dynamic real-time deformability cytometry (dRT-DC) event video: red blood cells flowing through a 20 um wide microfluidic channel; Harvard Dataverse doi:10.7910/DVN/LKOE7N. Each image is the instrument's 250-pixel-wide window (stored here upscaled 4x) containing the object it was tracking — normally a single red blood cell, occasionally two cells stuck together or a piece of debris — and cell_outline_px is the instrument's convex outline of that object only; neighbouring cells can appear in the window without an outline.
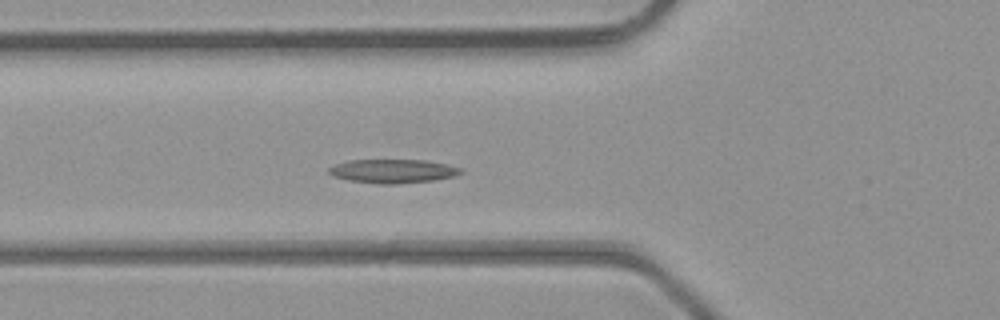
{"species": "common noctule bat (a hibernating species)", "species_latin": "Nyctalus noctula", "temperature_condition": "room temperature", "stored_images_in_passage": 43, "camera_frame_rate_fps": 3000, "um_per_image_px": 0.085, "animal": {"sex": "male", "body_mass_g": 23.1, "forearm_length_mm": 52.7}, "frame": {"image": 1, "passage_image": 12, "time_ms": 3.667, "image_size_px": [1000, 320], "cell_outline_px": [[464, 172], [456, 176], [432, 180], [396, 184], [376, 184], [348, 180], [332, 176], [328, 172], [328, 168], [336, 164], [348, 160], [424, 160], [448, 164], [464, 168]], "centroid_in_image_um": [33.42, 14.54], "position_along_channel_um": 92.4, "area_um2": 18.5}}
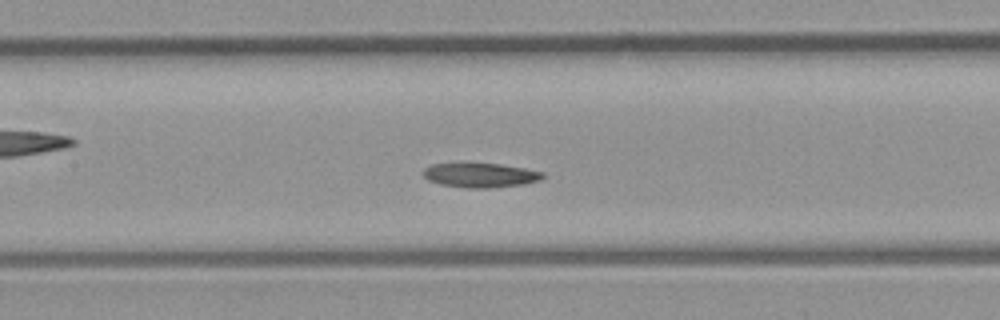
{"frame": {"image": 2, "passage_image": 17, "time_ms": 5.333, "image_size_px": [1000, 320], "cell_outline_px": [[544, 176], [540, 180], [524, 184], [492, 188], [468, 188], [440, 184], [428, 180], [424, 176], [424, 168], [432, 164], [500, 164], [524, 168], [544, 172]], "centroid_in_image_um": [40.86, 14.9], "position_along_channel_um": 166.5, "area_um2": 16.82}}
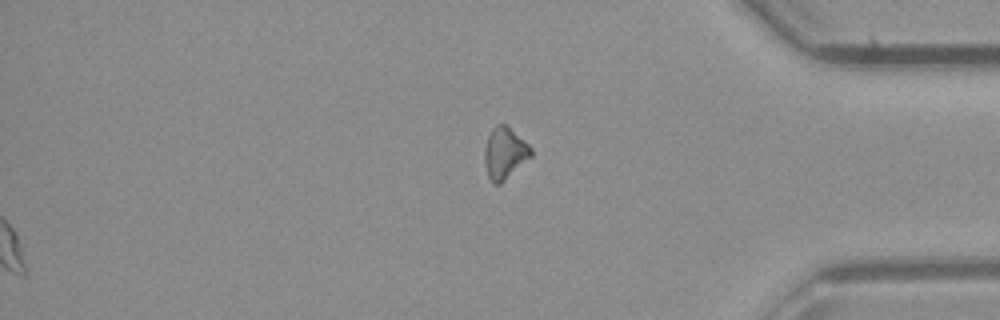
{"frame": {"image": 3, "passage_image": 43, "time_ms": 14.0, "image_size_px": [1000, 320], "cell_outline_px": [[532, 156], [500, 184], [492, 184], [488, 176], [484, 164], [484, 148], [488, 136], [492, 128], [496, 124], [504, 124], [528, 144], [532, 148]], "centroid_in_image_um": [42.87, 13.04], "position_along_channel_um": 392.3, "area_um2": 13.87}}